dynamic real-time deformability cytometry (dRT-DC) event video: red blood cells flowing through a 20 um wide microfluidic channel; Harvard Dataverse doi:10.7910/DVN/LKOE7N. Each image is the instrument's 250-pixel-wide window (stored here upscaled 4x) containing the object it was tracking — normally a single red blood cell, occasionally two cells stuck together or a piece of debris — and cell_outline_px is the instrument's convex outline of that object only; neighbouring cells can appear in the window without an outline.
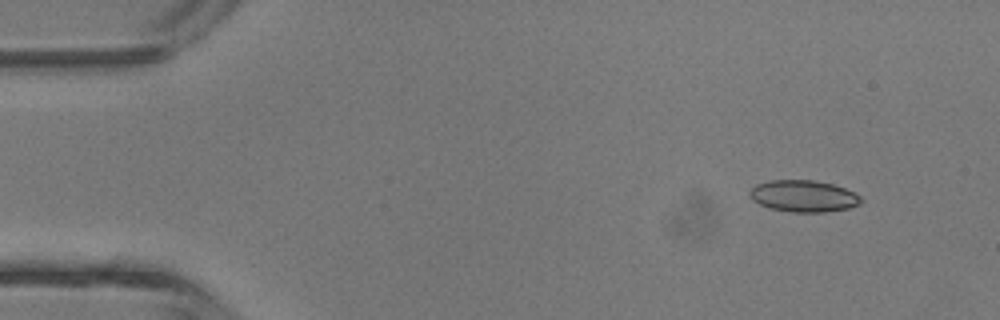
{"species": "common noctule bat (a hibernating species)", "species_latin": "Nyctalus noctula", "temperature_condition": "room temperature", "stored_images_in_passage": 4, "camera_frame_rate_fps": 3000, "um_per_image_px": 0.085, "animal": {"sex": "male", "body_mass_g": 13.3}, "frame": {"image": 1, "passage_image": 1, "time_ms": 0.0, "image_size_px": [1000, 320], "cell_outline_px": [[864, 200], [860, 204], [848, 208], [824, 212], [792, 212], [768, 208], [752, 200], [748, 192], [756, 184], [772, 180], [812, 180], [832, 184], [844, 188], [860, 196]], "centroid_in_image_um": [68.28, 16.67], "position_along_channel_um": 16.7, "area_um2": 20.52}}
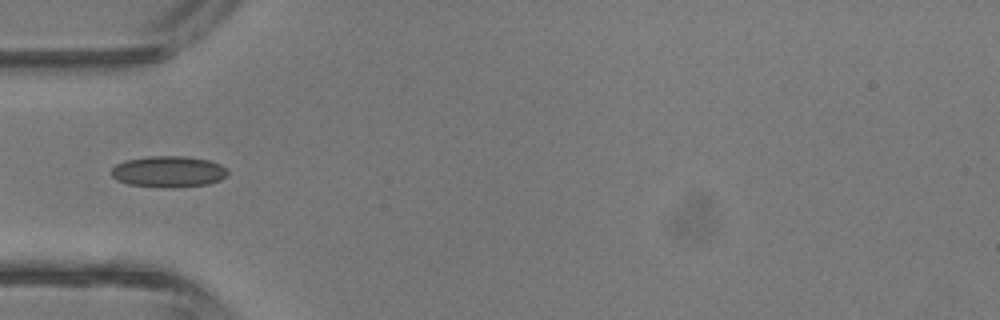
{"frame": {"image": 2, "passage_image": 4, "time_ms": 3.333, "image_size_px": [1000, 320], "cell_outline_px": [[228, 176], [220, 180], [208, 184], [172, 188], [160, 188], [128, 184], [116, 180], [112, 176], [112, 168], [116, 164], [124, 160], [148, 156], [188, 156], [208, 160], [220, 164], [228, 168]], "centroid_in_image_um": [14.34, 14.59], "position_along_channel_um": 70.7, "area_um2": 21.56}}